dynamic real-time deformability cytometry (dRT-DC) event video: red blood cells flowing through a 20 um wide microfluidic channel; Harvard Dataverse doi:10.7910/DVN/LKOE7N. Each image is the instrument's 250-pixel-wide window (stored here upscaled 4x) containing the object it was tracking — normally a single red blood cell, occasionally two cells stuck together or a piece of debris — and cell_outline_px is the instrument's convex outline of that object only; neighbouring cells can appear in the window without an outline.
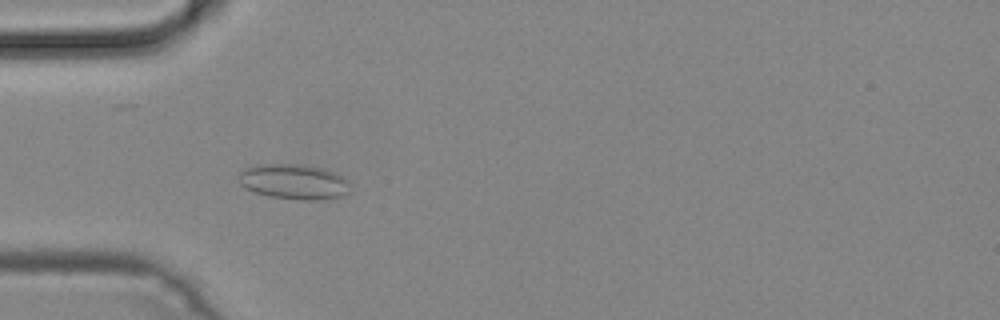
{"species": "common noctule bat (a hibernating species)", "species_latin": "Nyctalus noctula", "temperature_condition": "cold", "stored_images_in_passage": 50, "camera_frame_rate_fps": 3000, "um_per_image_px": 0.085, "animal": {"sex": "male", "body_mass_g": 19.2, "forearm_length_mm": 51.8}, "frame": {"image": 1, "passage_image": 16, "time_ms": 5.0, "image_size_px": [1000, 320], "cell_outline_px": [[348, 192], [344, 196], [308, 200], [296, 200], [268, 196], [256, 192], [240, 184], [240, 172], [244, 168], [256, 164], [296, 164], [324, 168], [340, 176], [348, 184]], "centroid_in_image_um": [24.94, 15.44], "position_along_channel_um": 60.1, "area_um2": 22.48}}
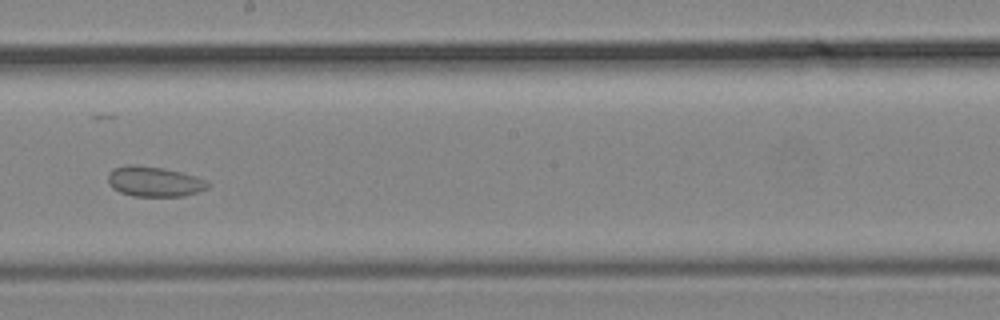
{"frame": {"image": 2, "passage_image": 29, "time_ms": 9.333, "image_size_px": [1000, 320], "cell_outline_px": [[212, 184], [208, 188], [184, 196], [132, 196], [120, 192], [112, 188], [108, 184], [108, 172], [112, 168], [124, 164], [136, 164], [164, 168], [196, 176], [208, 180]], "centroid_in_image_um": [13.09, 15.41], "position_along_channel_um": 235.1, "area_um2": 17.92}}
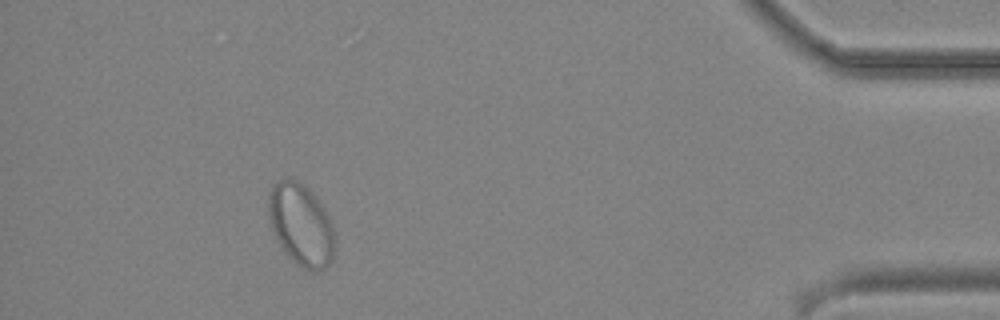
{"frame": {"image": 3, "passage_image": 46, "time_ms": 15.0, "image_size_px": [1000, 320], "cell_outline_px": [[336, 248], [332, 260], [324, 268], [316, 272], [312, 272], [296, 264], [288, 256], [276, 240], [272, 228], [268, 212], [268, 196], [272, 188], [280, 180], [296, 180], [308, 188], [312, 192], [328, 216], [332, 224], [336, 240]], "centroid_in_image_um": [25.61, 19.16], "position_along_channel_um": 409.6, "area_um2": 31.62}}